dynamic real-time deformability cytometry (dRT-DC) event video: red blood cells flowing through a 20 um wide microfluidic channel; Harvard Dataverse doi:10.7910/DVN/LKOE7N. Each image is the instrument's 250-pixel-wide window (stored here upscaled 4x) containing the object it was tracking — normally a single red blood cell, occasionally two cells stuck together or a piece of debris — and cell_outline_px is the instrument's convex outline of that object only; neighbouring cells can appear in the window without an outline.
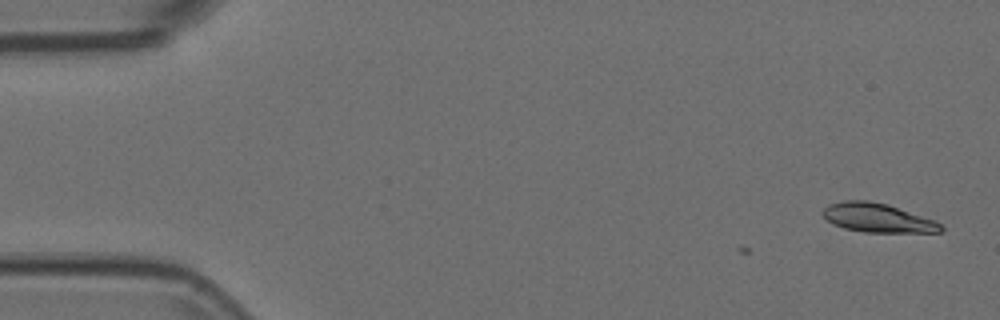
{"species": "Egyptian fruit bat (a non-hibernating species)", "species_latin": "Rousettus aegyptiacus", "temperature_condition": "room temperature", "stored_images_in_passage": 4, "camera_frame_rate_fps": 3000, "um_per_image_px": 0.085, "animal": {"sex": "female"}, "frame": {"image": 1, "passage_image": 4, "time_ms": 1.0, "image_size_px": [1000, 320], "cell_outline_px": [[944, 232], [864, 232], [844, 228], [832, 224], [820, 212], [828, 204], [844, 200], [868, 200], [888, 204], [936, 220], [944, 228]], "centroid_in_image_um": [74.6, 18.51], "position_along_channel_um": 10.4, "area_um2": 20.11}}